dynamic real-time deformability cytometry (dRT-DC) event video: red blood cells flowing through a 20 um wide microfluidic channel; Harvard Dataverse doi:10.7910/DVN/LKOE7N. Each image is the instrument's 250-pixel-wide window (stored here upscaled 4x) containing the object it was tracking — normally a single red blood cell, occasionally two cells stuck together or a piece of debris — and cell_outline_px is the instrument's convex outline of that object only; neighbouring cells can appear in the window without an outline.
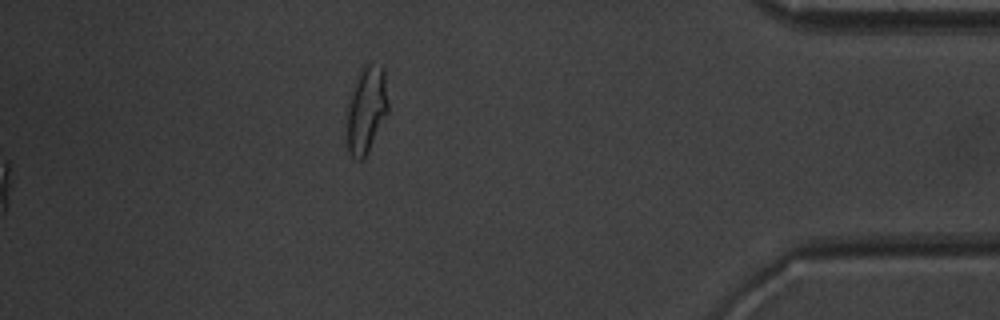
{"species": "common noctule bat (a hibernating species)", "species_latin": "Nyctalus noctula", "temperature_condition": "warm", "stored_images_in_passage": 53, "segment_of_instrument_passage": [2, 2], "camera_frame_rate_fps": 3000, "um_per_image_px": 0.085, "animal": {"sex": "male", "body_mass_g": 20.1, "forearm_length_mm": 53.5}, "frame": {"image": 1, "passage_image": 53, "time_ms": 17.333, "image_size_px": [1000, 320], "cell_outline_px": [[388, 112], [364, 160], [356, 160], [348, 152], [344, 112], [356, 76], [368, 64], [384, 68], [388, 104]], "centroid_in_image_um": [31.08, 9.39], "position_along_channel_um": 404.1, "area_um2": 21.33}}